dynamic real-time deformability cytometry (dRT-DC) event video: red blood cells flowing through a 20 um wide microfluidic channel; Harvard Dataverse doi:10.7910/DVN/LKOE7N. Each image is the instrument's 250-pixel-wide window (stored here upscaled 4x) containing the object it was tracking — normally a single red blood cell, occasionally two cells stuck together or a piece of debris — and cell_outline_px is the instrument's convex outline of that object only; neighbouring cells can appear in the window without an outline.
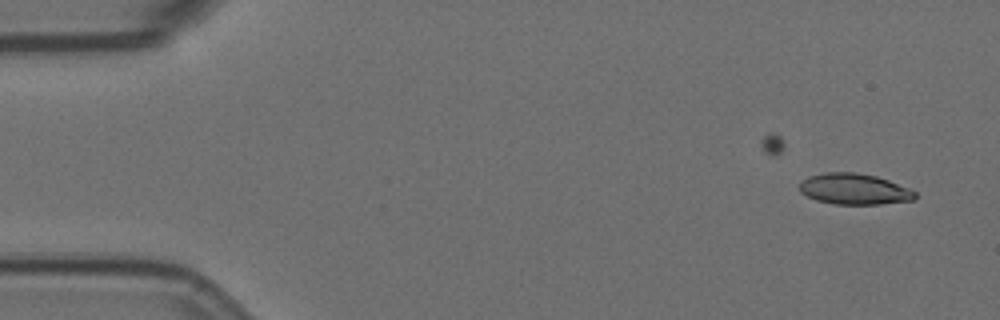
{"species": "Egyptian fruit bat (a non-hibernating species)", "species_latin": "Rousettus aegyptiacus", "temperature_condition": "room temperature", "stored_images_in_passage": 3, "camera_frame_rate_fps": 3000, "um_per_image_px": 0.085, "animal": {"sex": "female"}, "frame": {"image": 1, "passage_image": 3, "time_ms": 0.667, "image_size_px": [1000, 320], "cell_outline_px": [[916, 196], [912, 200], [880, 204], [832, 204], [816, 200], [800, 192], [800, 184], [808, 176], [828, 172], [856, 172], [876, 176], [888, 180], [908, 188], [916, 192]], "centroid_in_image_um": [72.6, 16.07], "position_along_channel_um": 12.4, "area_um2": 20.69}}